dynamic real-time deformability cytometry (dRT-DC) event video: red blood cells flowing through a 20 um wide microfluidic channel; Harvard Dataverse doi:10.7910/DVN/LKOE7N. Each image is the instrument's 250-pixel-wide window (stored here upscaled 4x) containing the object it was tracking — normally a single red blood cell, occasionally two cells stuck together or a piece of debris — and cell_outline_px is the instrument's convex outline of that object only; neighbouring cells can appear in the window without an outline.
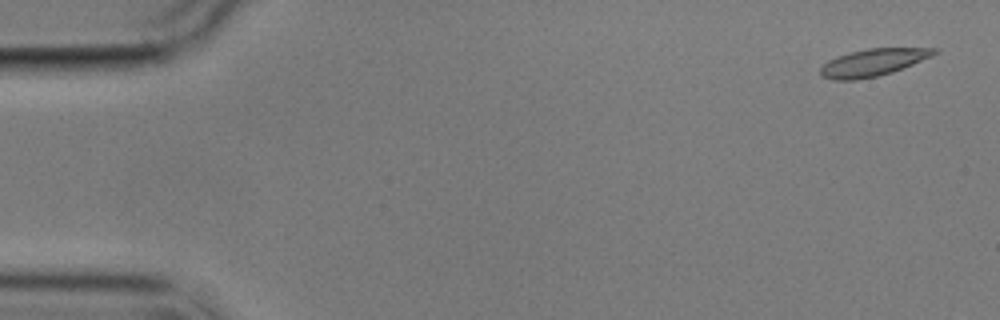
{"species": "common noctule bat (a hibernating species)", "species_latin": "Nyctalus noctula", "temperature_condition": "cold", "stored_images_in_passage": 6, "camera_frame_rate_fps": 3000, "um_per_image_px": 0.085, "animal": {"sex": "male", "body_mass_g": 17.9}, "frame": {"image": 1, "passage_image": 1, "time_ms": 0.0, "image_size_px": [1000, 320], "cell_outline_px": [[940, 52], [932, 56], [892, 72], [876, 76], [856, 80], [832, 80], [820, 76], [820, 68], [828, 60], [836, 56], [868, 48], [940, 48]], "centroid_in_image_um": [74.2, 5.31], "position_along_channel_um": 10.8, "area_um2": 18.03}}
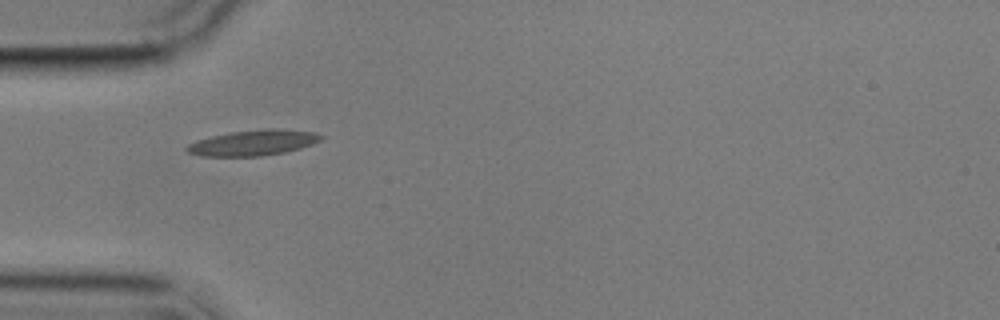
{"frame": {"image": 2, "passage_image": 5, "time_ms": 5.0, "image_size_px": [1000, 320], "cell_outline_px": [[324, 136], [320, 140], [312, 144], [300, 148], [284, 152], [260, 156], [200, 156], [188, 152], [184, 148], [188, 144], [196, 140], [228, 132], [268, 128], [272, 128], [316, 132]], "centroid_in_image_um": [21.5, 12.13], "position_along_channel_um": 63.5, "area_um2": 20.0}}
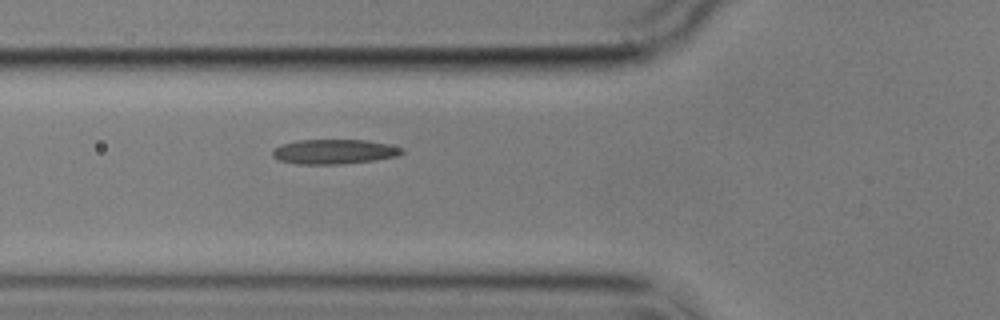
{"frame": {"image": 3, "passage_image": 6, "time_ms": 6.0, "image_size_px": [1000, 320], "cell_outline_px": [[404, 152], [400, 156], [376, 160], [340, 164], [296, 164], [276, 160], [272, 156], [272, 152], [280, 144], [300, 140], [364, 140], [388, 144], [404, 148]], "centroid_in_image_um": [28.41, 12.9], "position_along_channel_um": 97.4, "area_um2": 18.79}}